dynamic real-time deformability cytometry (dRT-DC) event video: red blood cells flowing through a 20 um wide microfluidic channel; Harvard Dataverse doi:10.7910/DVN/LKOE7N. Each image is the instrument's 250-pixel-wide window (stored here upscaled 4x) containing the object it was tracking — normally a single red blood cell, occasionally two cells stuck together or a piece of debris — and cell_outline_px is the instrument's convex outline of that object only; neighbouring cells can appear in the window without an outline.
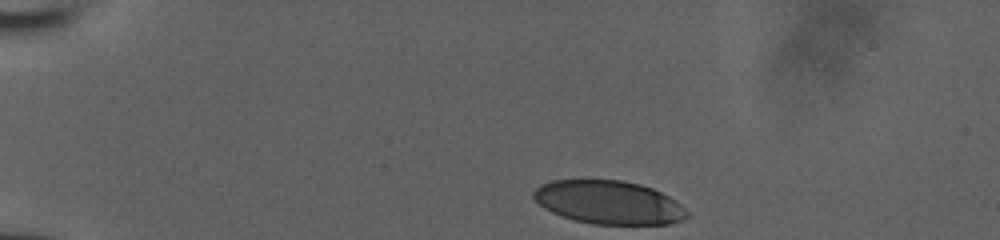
{"species": "human", "species_latin": "Homo sapiens", "temperature_condition": "room temperature", "stored_images_in_passage": 34, "camera_frame_rate_fps": 3000, "um_per_image_px": 0.085, "donor": {"sex": "male"}, "frame": {"image": 1, "passage_image": 1, "time_ms": 0.0, "image_size_px": [1000, 240], "cell_outline_px": [[692, 216], [668, 224], [592, 224], [576, 220], [552, 212], [544, 208], [532, 196], [532, 192], [540, 184], [552, 180], [620, 180], [640, 184], [652, 188], [676, 200]], "centroid_in_image_um": [51.75, 17.2], "position_along_channel_um": 33.2, "area_um2": 38.73}}
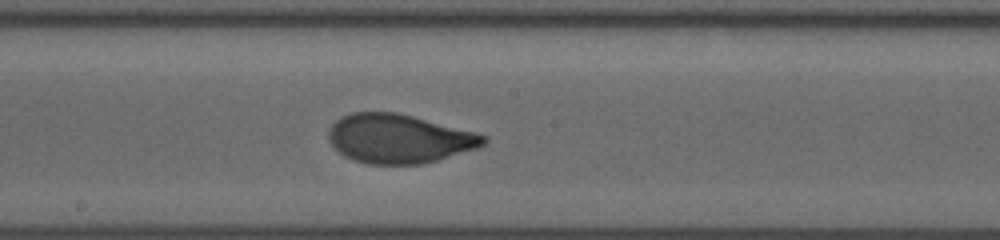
{"frame": {"image": 2, "passage_image": 20, "time_ms": 6.333, "image_size_px": [1000, 240], "cell_outline_px": [[488, 140], [484, 144], [476, 148], [436, 160], [420, 164], [368, 164], [344, 156], [328, 140], [328, 132], [332, 124], [336, 120], [352, 112], [396, 112], [412, 116], [488, 136]], "centroid_in_image_um": [33.88, 11.78], "position_along_channel_um": 214.3, "area_um2": 43.64}}
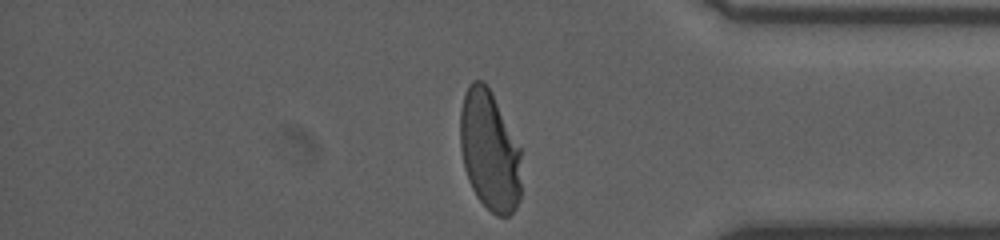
{"frame": {"image": 3, "passage_image": 34, "time_ms": 11.0, "image_size_px": [1000, 240], "cell_outline_px": [[520, 200], [516, 208], [508, 216], [496, 216], [476, 196], [468, 180], [464, 168], [460, 148], [460, 112], [464, 96], [468, 84], [472, 80], [484, 80], [520, 148]], "centroid_in_image_um": [41.59, 12.84], "position_along_channel_um": 393.6, "area_um2": 42.54}}